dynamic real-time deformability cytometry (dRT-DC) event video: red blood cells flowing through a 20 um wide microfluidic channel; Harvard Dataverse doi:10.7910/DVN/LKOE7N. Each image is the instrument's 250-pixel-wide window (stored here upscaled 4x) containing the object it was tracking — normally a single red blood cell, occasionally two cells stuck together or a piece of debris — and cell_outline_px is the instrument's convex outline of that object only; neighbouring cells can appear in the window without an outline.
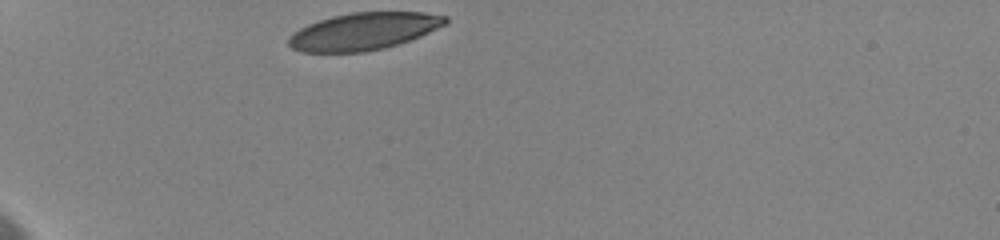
{"species": "human", "species_latin": "Homo sapiens", "temperature_condition": "cold", "stored_images_in_passage": 3, "camera_frame_rate_fps": 3000, "um_per_image_px": 0.085, "donor": {"sex": "female"}, "frame": {"image": 1, "passage_image": 1, "time_ms": 0.0, "image_size_px": [1000, 240], "cell_outline_px": [[448, 24], [420, 36], [384, 48], [364, 52], [300, 52], [292, 48], [288, 44], [288, 40], [300, 28], [308, 24], [332, 16], [352, 12], [424, 12], [448, 16]], "centroid_in_image_um": [30.95, 2.65], "position_along_channel_um": 54.0, "area_um2": 33.87}}